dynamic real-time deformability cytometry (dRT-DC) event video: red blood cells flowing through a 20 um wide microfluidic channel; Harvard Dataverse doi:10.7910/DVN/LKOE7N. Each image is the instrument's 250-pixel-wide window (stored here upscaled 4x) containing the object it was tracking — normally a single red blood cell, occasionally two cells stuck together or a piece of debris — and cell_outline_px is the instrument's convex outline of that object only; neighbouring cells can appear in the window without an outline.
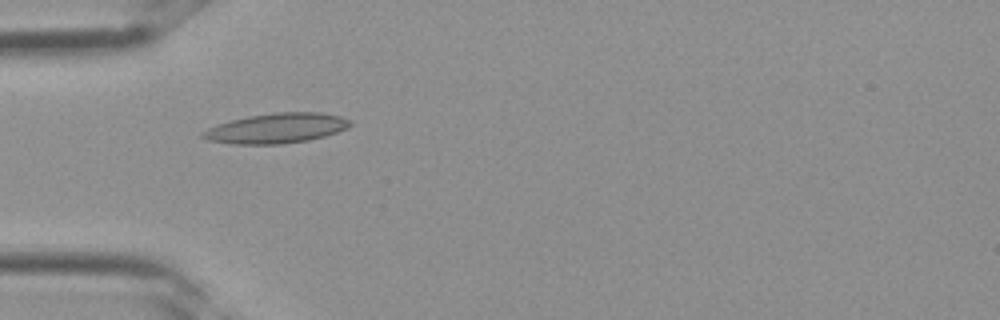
{"species": "Egyptian fruit bat (a non-hibernating species)", "species_latin": "Rousettus aegyptiacus", "temperature_condition": "room temperature", "stored_images_in_passage": 5, "camera_frame_rate_fps": 3000, "um_per_image_px": 0.085, "frame": {"image": 1, "passage_image": 4, "time_ms": 1.0, "image_size_px": [1000, 320], "cell_outline_px": [[352, 124], [348, 128], [324, 136], [308, 140], [280, 144], [232, 144], [208, 140], [200, 136], [200, 132], [216, 124], [248, 116], [276, 112], [320, 112], [340, 116], [352, 120]], "centroid_in_image_um": [23.49, 10.89], "position_along_channel_um": 61.5, "area_um2": 25.84}}
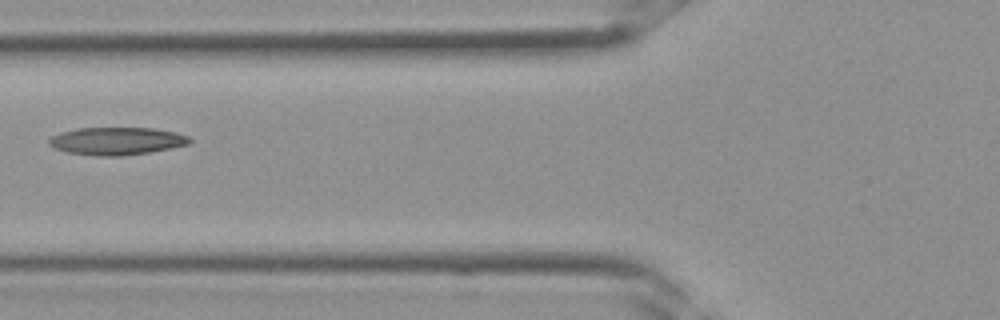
{"frame": {"image": 2, "passage_image": 5, "time_ms": 1.333, "image_size_px": [1000, 320], "cell_outline_px": [[192, 140], [188, 144], [172, 148], [152, 152], [120, 156], [92, 156], [68, 152], [56, 148], [48, 144], [48, 140], [52, 136], [60, 132], [76, 128], [152, 128], [176, 132], [188, 136]], "centroid_in_image_um": [9.92, 11.99], "position_along_channel_um": 115.9, "area_um2": 22.77}}